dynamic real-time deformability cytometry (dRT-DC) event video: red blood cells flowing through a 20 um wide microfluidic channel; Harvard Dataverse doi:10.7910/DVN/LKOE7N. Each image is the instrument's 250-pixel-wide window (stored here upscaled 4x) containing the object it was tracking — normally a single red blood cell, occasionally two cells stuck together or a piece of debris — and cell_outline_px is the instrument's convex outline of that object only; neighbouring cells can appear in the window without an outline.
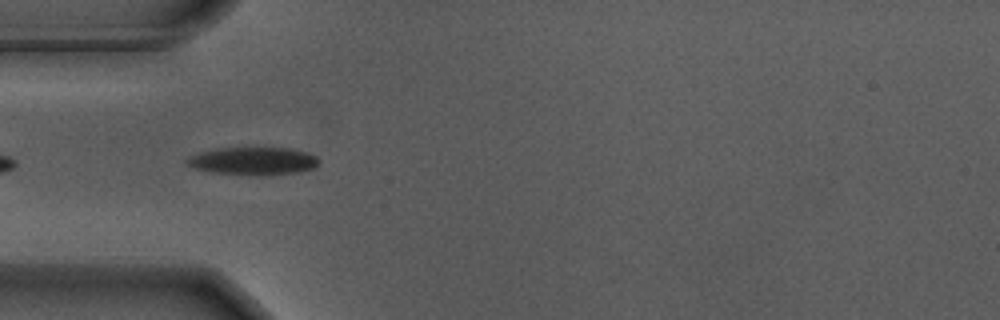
{"species": "Egyptian fruit bat (a non-hibernating species)", "species_latin": "Rousettus aegyptiacus", "temperature_condition": "warm", "stored_images_in_passage": 13, "camera_frame_rate_fps": 3000, "um_per_image_px": 0.085, "animal": {"sex": "male"}, "frame": {"image": 1, "passage_image": 3, "time_ms": 0.667, "image_size_px": [1000, 320], "cell_outline_px": [[320, 160], [312, 168], [296, 172], [264, 176], [256, 176], [212, 172], [196, 168], [184, 164], [184, 160], [200, 152], [212, 148], [288, 148], [308, 152], [316, 156]], "centroid_in_image_um": [21.49, 13.69], "position_along_channel_um": 63.5, "area_um2": 21.44}}
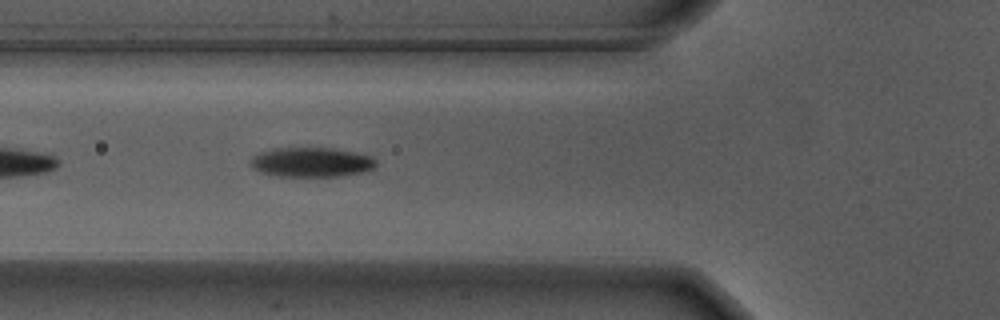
{"frame": {"image": 2, "passage_image": 6, "time_ms": 1.667, "image_size_px": [1000, 320], "cell_outline_px": [[376, 164], [372, 168], [360, 172], [340, 176], [276, 176], [252, 168], [252, 156], [260, 152], [272, 148], [328, 148], [352, 152], [372, 156], [376, 160]], "centroid_in_image_um": [26.45, 13.78], "position_along_channel_um": 99.4, "area_um2": 21.27}}
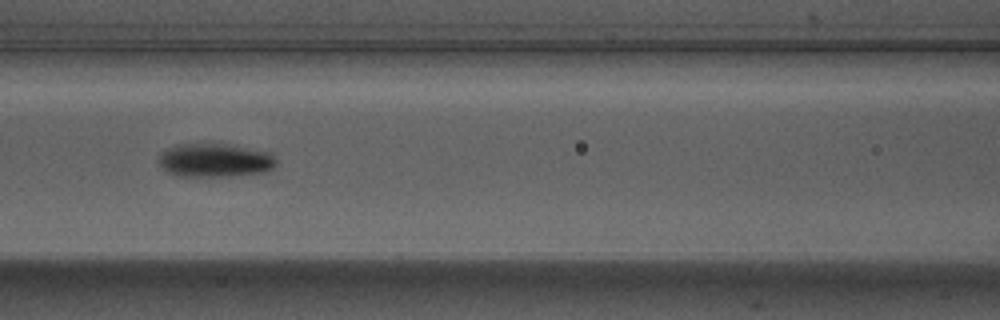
{"frame": {"image": 3, "passage_image": 10, "time_ms": 3.0, "image_size_px": [1000, 320], "cell_outline_px": [[276, 164], [268, 172], [232, 176], [176, 176], [168, 172], [160, 164], [160, 152], [176, 144], [220, 144], [268, 152], [276, 160]], "centroid_in_image_um": [18.25, 13.64], "position_along_channel_um": 148.4, "area_um2": 22.72}}